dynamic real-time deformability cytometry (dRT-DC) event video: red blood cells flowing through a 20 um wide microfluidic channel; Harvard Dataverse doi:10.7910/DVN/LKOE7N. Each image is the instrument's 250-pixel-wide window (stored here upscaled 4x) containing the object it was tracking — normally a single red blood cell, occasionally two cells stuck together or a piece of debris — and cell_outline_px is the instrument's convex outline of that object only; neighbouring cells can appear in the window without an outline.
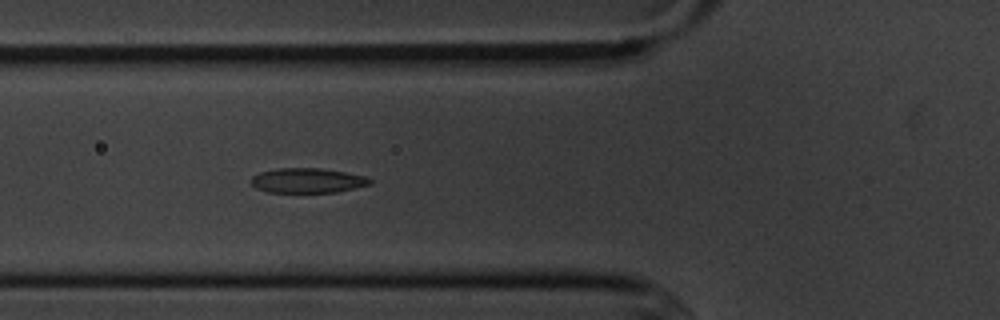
{"species": "common noctule bat (a hibernating species)", "species_latin": "Nyctalus noctula", "temperature_condition": "cold", "stored_images_in_passage": 4, "camera_frame_rate_fps": 3000, "um_per_image_px": 0.085, "animal": {"sex": "male", "body_mass_g": 20.1, "forearm_length_mm": 53.5}, "frame": {"image": 1, "passage_image": 4, "time_ms": 4.333, "image_size_px": [1000, 320], "cell_outline_px": [[372, 184], [336, 192], [268, 192], [256, 188], [248, 180], [252, 176], [260, 172], [276, 168], [320, 168], [344, 172], [364, 176], [372, 180]], "centroid_in_image_um": [26.1, 15.34], "position_along_channel_um": 99.7, "area_um2": 17.17}}